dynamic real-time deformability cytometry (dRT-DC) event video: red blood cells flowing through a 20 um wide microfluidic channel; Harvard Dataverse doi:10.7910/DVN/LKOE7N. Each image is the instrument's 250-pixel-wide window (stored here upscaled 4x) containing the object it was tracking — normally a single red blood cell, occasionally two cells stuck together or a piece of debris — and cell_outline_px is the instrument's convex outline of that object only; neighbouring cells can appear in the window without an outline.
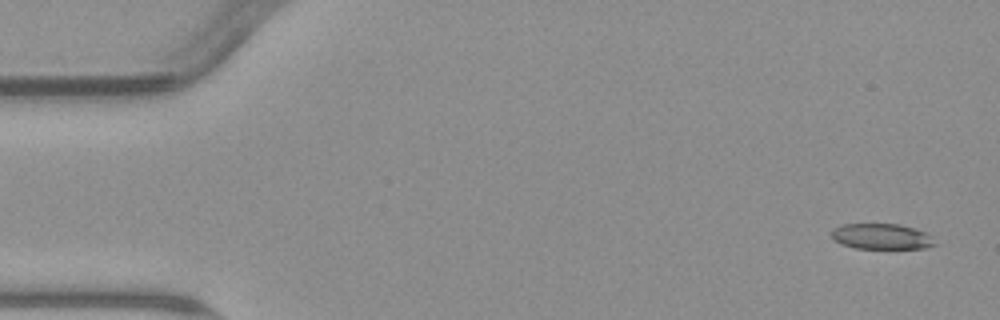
{"species": "common noctule bat (a hibernating species)", "species_latin": "Nyctalus noctula", "temperature_condition": "warm", "stored_images_in_passage": 5, "camera_frame_rate_fps": 3000, "um_per_image_px": 0.085, "animal": {"sex": "male", "body_mass_g": 23.1, "forearm_length_mm": 52.7}, "frame": {"image": 1, "passage_image": 1, "time_ms": 0.0, "image_size_px": [1000, 320], "cell_outline_px": [[940, 244], [924, 248], [856, 248], [840, 244], [832, 240], [832, 228], [840, 224], [900, 224], [924, 232], [932, 236]], "centroid_in_image_um": [74.93, 20.1], "position_along_channel_um": 10.1, "area_um2": 15.61}}
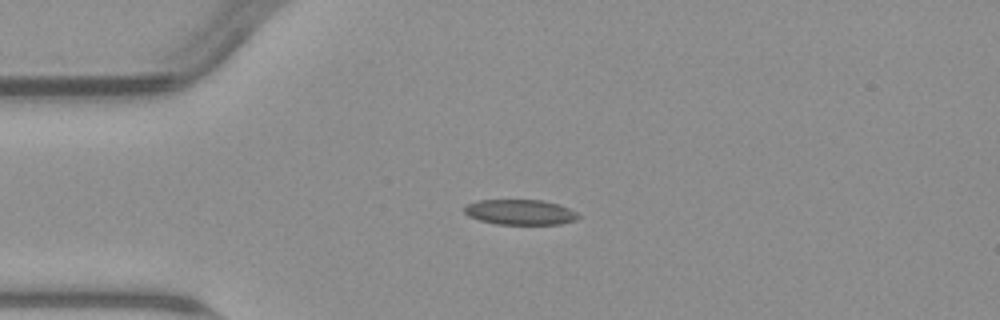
{"frame": {"image": 2, "passage_image": 4, "time_ms": 3.667, "image_size_px": [1000, 320], "cell_outline_px": [[580, 216], [576, 220], [560, 224], [496, 224], [480, 220], [468, 216], [464, 212], [464, 208], [468, 204], [476, 200], [540, 200], [560, 204], [576, 212]], "centroid_in_image_um": [44.21, 18.03], "position_along_channel_um": 40.8, "area_um2": 16.76}}